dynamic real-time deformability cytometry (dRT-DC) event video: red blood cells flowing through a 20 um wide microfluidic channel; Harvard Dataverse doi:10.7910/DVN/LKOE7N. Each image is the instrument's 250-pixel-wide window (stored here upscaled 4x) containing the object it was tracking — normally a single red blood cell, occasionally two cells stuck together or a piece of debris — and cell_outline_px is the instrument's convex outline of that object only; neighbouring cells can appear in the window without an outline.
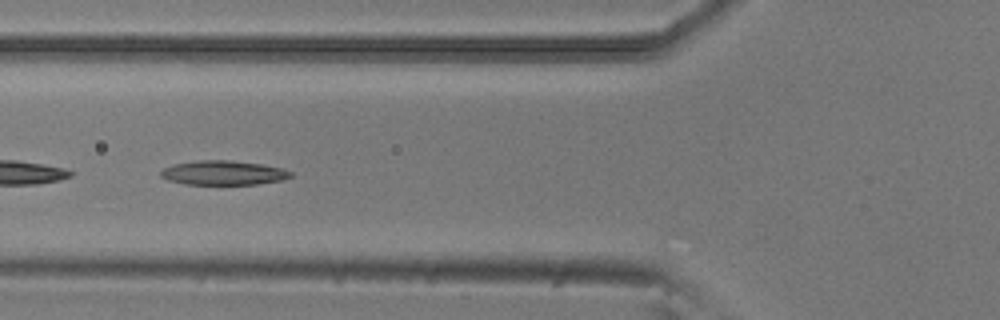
{"species": "common noctule bat (a hibernating species)", "species_latin": "Nyctalus noctula", "temperature_condition": "room temperature", "stored_images_in_passage": 9, "camera_frame_rate_fps": 3000, "um_per_image_px": 0.085, "animal": {"sex": "male", "body_mass_g": 20.5, "forearm_length_mm": 52.5}, "frame": {"image": 1, "passage_image": 6, "time_ms": 1.667, "image_size_px": [1000, 320], "cell_outline_px": [[292, 176], [284, 180], [256, 184], [184, 184], [168, 180], [160, 176], [160, 172], [164, 168], [176, 164], [196, 160], [228, 160], [260, 164], [284, 168], [292, 172]], "centroid_in_image_um": [19.01, 14.69], "position_along_channel_um": 106.8, "area_um2": 18.38}}
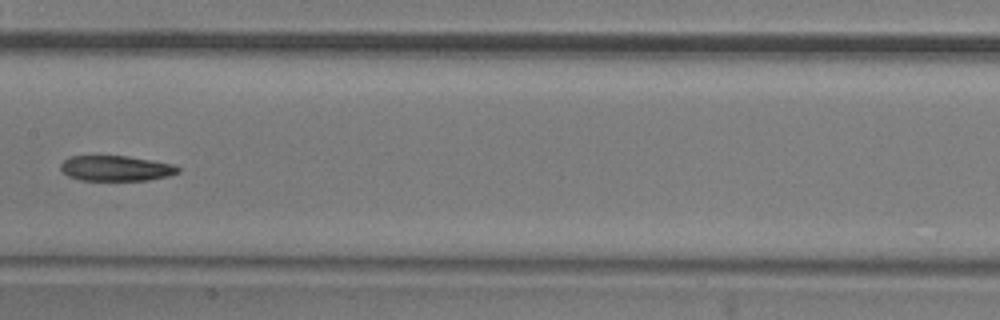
{"frame": {"image": 2, "passage_image": 8, "time_ms": 2.333, "image_size_px": [1000, 320], "cell_outline_px": [[180, 172], [168, 176], [148, 180], [80, 180], [68, 176], [60, 168], [60, 164], [68, 156], [128, 156], [152, 160], [172, 164], [180, 168]], "centroid_in_image_um": [9.85, 14.3], "position_along_channel_um": 197.5, "area_um2": 17.34}}
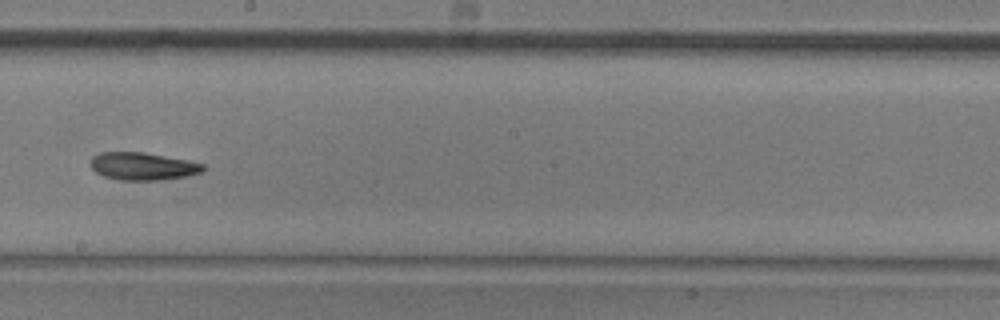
{"frame": {"image": 3, "passage_image": 9, "time_ms": 2.667, "image_size_px": [1000, 320], "cell_outline_px": [[204, 172], [188, 176], [160, 180], [120, 180], [104, 176], [96, 172], [92, 168], [92, 156], [100, 152], [144, 152], [188, 160], [204, 164]], "centroid_in_image_um": [12.17, 14.13], "position_along_channel_um": 236.0, "area_um2": 18.15}}